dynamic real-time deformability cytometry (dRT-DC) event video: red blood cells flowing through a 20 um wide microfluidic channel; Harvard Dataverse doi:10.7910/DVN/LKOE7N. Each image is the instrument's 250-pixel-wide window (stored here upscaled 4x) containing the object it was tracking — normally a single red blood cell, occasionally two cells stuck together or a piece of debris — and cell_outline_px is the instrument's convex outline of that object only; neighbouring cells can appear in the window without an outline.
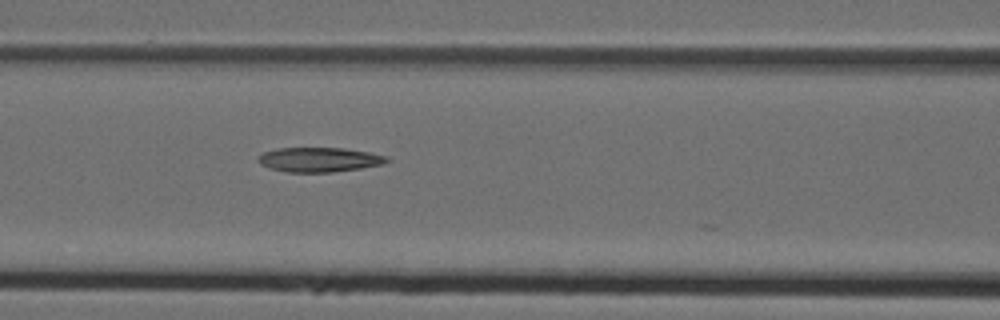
{"species": "Egyptian fruit bat (a non-hibernating species)", "species_latin": "Rousettus aegyptiacus", "temperature_condition": "cold", "stored_images_in_passage": 6, "camera_frame_rate_fps": 3000, "um_per_image_px": 0.085, "animal": {"sex": "female"}, "frame": {"image": 1, "passage_image": 6, "time_ms": 1.667, "image_size_px": [1000, 320], "cell_outline_px": [[392, 160], [380, 164], [360, 168], [332, 172], [288, 172], [268, 168], [260, 164], [256, 160], [256, 156], [264, 152], [276, 148], [344, 148], [368, 152], [388, 156]], "centroid_in_image_um": [27.09, 13.56], "position_along_channel_um": 139.5, "area_um2": 18.5}}